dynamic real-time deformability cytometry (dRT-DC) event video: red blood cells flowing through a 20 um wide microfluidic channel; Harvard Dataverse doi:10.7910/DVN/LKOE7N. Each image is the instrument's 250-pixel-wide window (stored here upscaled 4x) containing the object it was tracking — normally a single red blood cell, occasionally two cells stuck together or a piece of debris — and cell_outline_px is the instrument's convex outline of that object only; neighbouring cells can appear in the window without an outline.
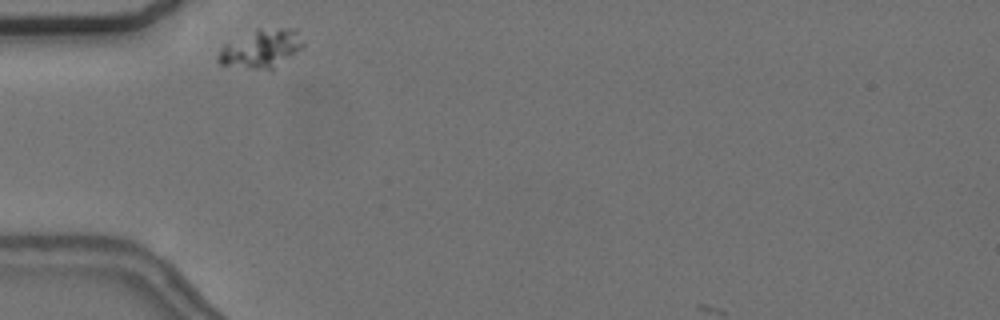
{"species": "common noctule bat (a hibernating species)", "species_latin": "Nyctalus noctula", "temperature_condition": "cold", "stored_images_in_passage": 7, "camera_frame_rate_fps": 3000, "um_per_image_px": 0.085, "animal": {"sex": "female", "body_mass_g": 24.6, "forearm_length_mm": 56.2}, "frame": {"image": 1, "passage_image": 1, "time_ms": 0.0, "image_size_px": [1000, 320], "cell_outline_px": [[304, 44], [300, 48], [272, 68], [252, 68], [220, 64], [216, 60], [220, 48], [224, 44], [256, 28], [296, 28]], "centroid_in_image_um": [22.15, 4.08], "position_along_channel_um": 62.8, "area_um2": 18.55}}
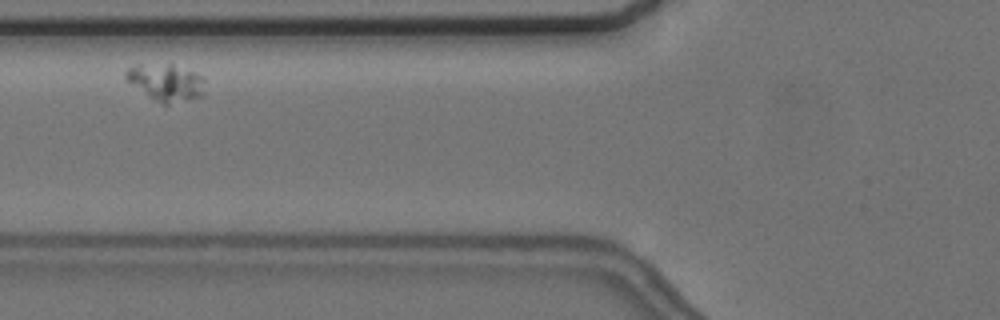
{"frame": {"image": 2, "passage_image": 2, "time_ms": 1.667, "image_size_px": [1000, 320], "cell_outline_px": [[204, 96], [168, 104], [164, 104], [124, 80], [124, 72], [128, 68], [136, 64], [172, 64], [204, 76]], "centroid_in_image_um": [14.11, 6.98], "position_along_channel_um": 111.7, "area_um2": 16.94}}
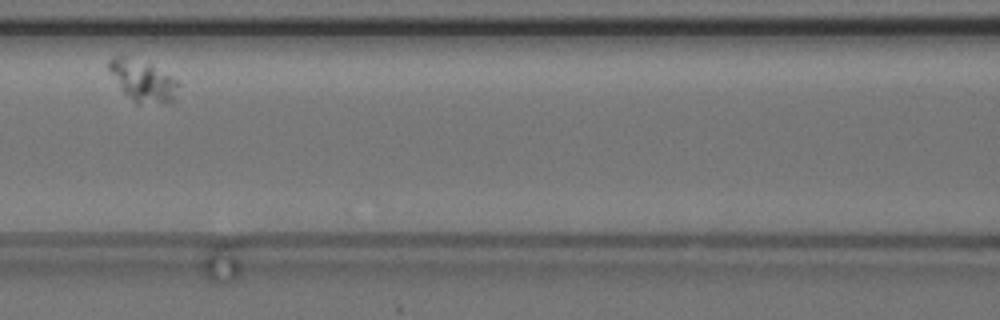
{"frame": {"image": 3, "passage_image": 3, "time_ms": 3.0, "image_size_px": [1000, 320], "cell_outline_px": [[180, 84], [176, 100], [136, 104], [124, 92], [108, 68], [108, 60], [116, 56], [120, 56], [152, 64], [176, 80]], "centroid_in_image_um": [12.17, 6.87], "position_along_channel_um": 154.4, "area_um2": 16.18}}